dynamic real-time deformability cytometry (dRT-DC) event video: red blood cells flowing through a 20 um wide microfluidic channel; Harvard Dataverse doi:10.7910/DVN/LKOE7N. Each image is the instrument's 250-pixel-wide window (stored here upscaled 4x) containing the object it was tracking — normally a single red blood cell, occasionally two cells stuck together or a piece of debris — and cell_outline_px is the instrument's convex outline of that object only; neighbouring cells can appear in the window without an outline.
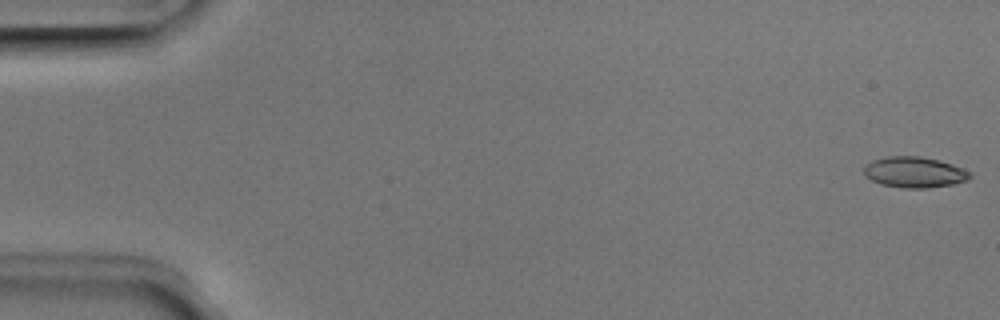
{"species": "Egyptian fruit bat (a non-hibernating species)", "species_latin": "Rousettus aegyptiacus", "temperature_condition": "room temperature", "stored_images_in_passage": 51, "camera_frame_rate_fps": 3000, "um_per_image_px": 0.085, "animal": {"sex": "male"}, "frame": {"image": 1, "passage_image": 1, "time_ms": 0.0, "image_size_px": [1000, 320], "cell_outline_px": [[972, 176], [968, 180], [952, 184], [924, 188], [904, 188], [880, 184], [864, 176], [864, 168], [872, 160], [888, 156], [920, 156], [940, 160], [952, 164], [972, 172]], "centroid_in_image_um": [77.74, 14.63], "position_along_channel_um": 7.3, "area_um2": 19.07}}
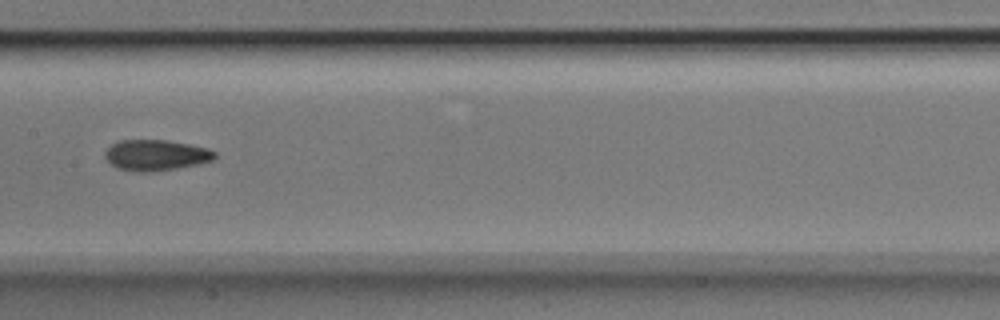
{"frame": {"image": 2, "passage_image": 26, "time_ms": 8.333, "image_size_px": [1000, 320], "cell_outline_px": [[216, 156], [212, 160], [200, 164], [176, 168], [148, 172], [136, 172], [116, 168], [104, 156], [104, 152], [112, 144], [120, 140], [168, 140], [208, 148], [216, 152]], "centroid_in_image_um": [13.25, 13.19], "position_along_channel_um": 194.1, "area_um2": 19.71}}
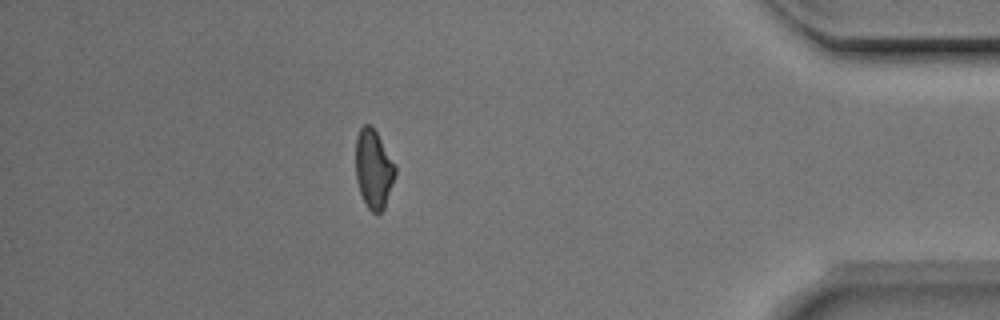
{"frame": {"image": 3, "passage_image": 45, "time_ms": 14.667, "image_size_px": [1000, 320], "cell_outline_px": [[396, 172], [384, 208], [380, 212], [372, 212], [368, 208], [360, 192], [356, 176], [356, 136], [360, 128], [364, 124], [372, 124], [396, 164]], "centroid_in_image_um": [31.76, 14.3], "position_along_channel_um": 403.4, "area_um2": 18.15}, "authors_computed_cell_mechanics": {"area_um2": 18.785, "velocity_mm_per_s": 3.9878, "shape_relaxation_time_tau1_ms": 6.1507, "shape_relaxation_time_tau2_ms": 2.7863, "deformation_change_tau1": 0.1601, "deformation_change_tau2": 0.1025}}